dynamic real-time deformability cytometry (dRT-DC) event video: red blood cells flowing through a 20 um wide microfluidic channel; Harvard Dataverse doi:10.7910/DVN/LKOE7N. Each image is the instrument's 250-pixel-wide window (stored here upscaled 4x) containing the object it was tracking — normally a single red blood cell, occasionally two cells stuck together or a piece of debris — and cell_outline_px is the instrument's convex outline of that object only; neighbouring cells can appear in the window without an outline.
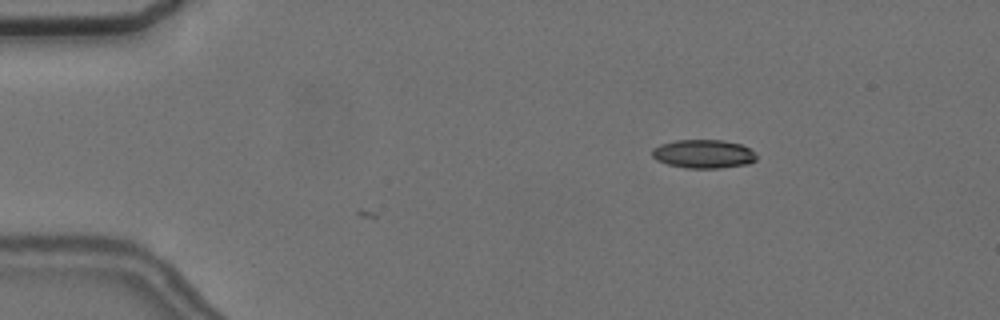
{"species": "common noctule bat (a hibernating species)", "species_latin": "Nyctalus noctula", "temperature_condition": "cold", "stored_images_in_passage": 2, "camera_frame_rate_fps": 3000, "um_per_image_px": 0.085, "animal": {"sex": "female", "body_mass_g": 24.6, "forearm_length_mm": 56.2}, "frame": {"image": 1, "passage_image": 2, "time_ms": 2.0, "image_size_px": [1000, 320], "cell_outline_px": [[756, 160], [748, 164], [720, 168], [684, 168], [668, 164], [656, 160], [652, 156], [652, 148], [660, 144], [676, 140], [724, 140], [740, 144], [756, 152]], "centroid_in_image_um": [59.79, 13.08], "position_along_channel_um": 25.2, "area_um2": 17.51}}